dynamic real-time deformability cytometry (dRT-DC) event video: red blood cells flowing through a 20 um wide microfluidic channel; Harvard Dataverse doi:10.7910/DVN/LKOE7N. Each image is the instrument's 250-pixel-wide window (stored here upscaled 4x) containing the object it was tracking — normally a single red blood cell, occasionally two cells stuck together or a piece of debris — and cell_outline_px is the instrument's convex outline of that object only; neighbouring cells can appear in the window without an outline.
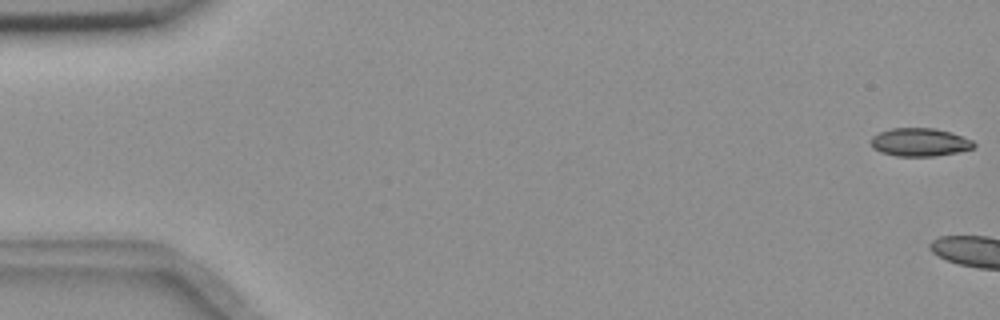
{"species": "common noctule bat (a hibernating species)", "species_latin": "Nyctalus noctula", "temperature_condition": "room temperature", "stored_images_in_passage": 9, "camera_frame_rate_fps": 3000, "um_per_image_px": 0.085, "animal": {"sex": "female", "body_mass_g": 18.4}, "frame": {"image": 1, "passage_image": 1, "time_ms": 0.0, "image_size_px": [1000, 320], "cell_outline_px": [[976, 144], [972, 148], [956, 152], [936, 156], [896, 156], [880, 152], [872, 148], [868, 140], [872, 136], [880, 132], [892, 128], [936, 128], [972, 140]], "centroid_in_image_um": [78.1, 12.09], "position_along_channel_um": 6.9, "area_um2": 16.88}}